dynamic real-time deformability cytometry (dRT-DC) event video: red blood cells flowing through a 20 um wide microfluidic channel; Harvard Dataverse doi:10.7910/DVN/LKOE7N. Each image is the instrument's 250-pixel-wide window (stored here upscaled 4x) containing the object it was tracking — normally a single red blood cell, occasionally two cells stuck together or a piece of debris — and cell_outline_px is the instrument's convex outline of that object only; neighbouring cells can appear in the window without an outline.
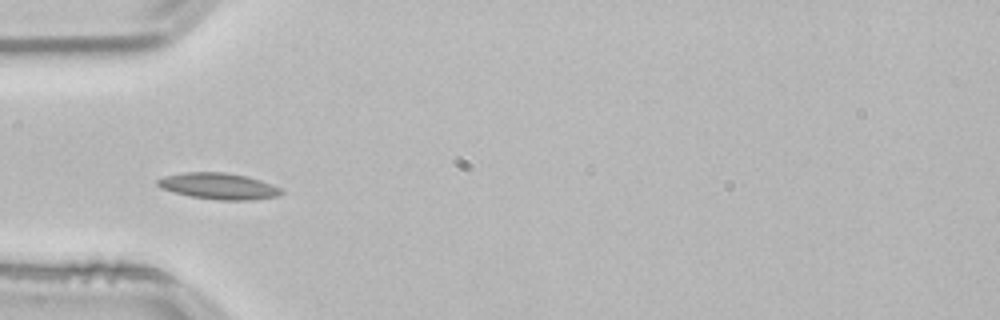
{"species": "common noctule bat (a hibernating species)", "species_latin": "Nyctalus noctula", "temperature_condition": "room temperature", "stored_images_in_passage": 10, "camera_frame_rate_fps": 3000, "um_per_image_px": 0.085, "animal": {"sex": "male", "body_mass_g": 21.5, "forearm_length_mm": 52.0}, "frame": {"image": 1, "passage_image": 4, "time_ms": 1.0, "image_size_px": [1000, 320], "cell_outline_px": [[284, 192], [280, 196], [252, 200], [216, 200], [188, 196], [172, 192], [160, 188], [156, 184], [156, 180], [164, 176], [184, 172], [224, 172], [244, 176], [260, 180], [280, 188]], "centroid_in_image_um": [18.54, 15.83], "position_along_channel_um": 66.5, "area_um2": 19.07}}